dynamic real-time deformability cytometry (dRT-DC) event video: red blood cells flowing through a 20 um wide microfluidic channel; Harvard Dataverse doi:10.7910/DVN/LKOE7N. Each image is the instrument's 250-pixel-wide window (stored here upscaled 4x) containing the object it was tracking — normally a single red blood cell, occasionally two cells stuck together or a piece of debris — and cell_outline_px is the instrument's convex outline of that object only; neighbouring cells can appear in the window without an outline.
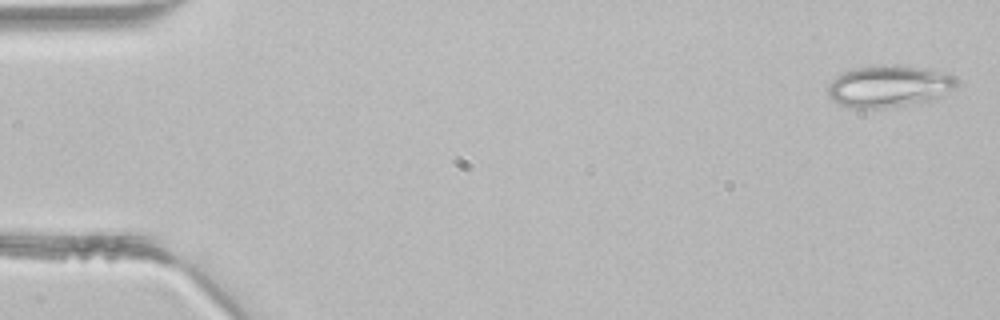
{"species": "common noctule bat (a hibernating species)", "species_latin": "Nyctalus noctula", "temperature_condition": "room temperature", "stored_images_in_passage": 3, "camera_frame_rate_fps": 3000, "um_per_image_px": 0.085, "animal": {"sex": "male", "body_mass_g": 21.5, "forearm_length_mm": 52.0}, "frame": {"image": 1, "passage_image": 1, "time_ms": 0.0, "image_size_px": [1000, 320], "cell_outline_px": [[956, 88], [932, 100], [884, 108], [848, 108], [832, 100], [828, 96], [828, 84], [836, 76], [852, 68], [880, 64], [896, 64], [924, 68], [952, 76], [956, 80]], "centroid_in_image_um": [75.5, 7.32], "position_along_channel_um": 9.5, "area_um2": 31.44}}